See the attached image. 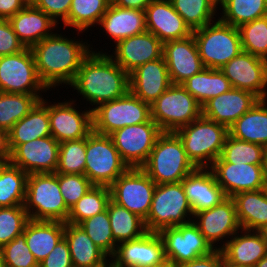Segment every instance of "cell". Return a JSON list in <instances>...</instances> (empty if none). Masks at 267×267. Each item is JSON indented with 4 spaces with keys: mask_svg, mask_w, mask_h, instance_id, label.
Wrapping results in <instances>:
<instances>
[{
    "mask_svg": "<svg viewBox=\"0 0 267 267\" xmlns=\"http://www.w3.org/2000/svg\"><path fill=\"white\" fill-rule=\"evenodd\" d=\"M91 110L92 130L105 135L151 119V105L137 98L130 90L124 96Z\"/></svg>",
    "mask_w": 267,
    "mask_h": 267,
    "instance_id": "10",
    "label": "cell"
},
{
    "mask_svg": "<svg viewBox=\"0 0 267 267\" xmlns=\"http://www.w3.org/2000/svg\"><path fill=\"white\" fill-rule=\"evenodd\" d=\"M173 8L194 31L213 22L218 4L214 0H170Z\"/></svg>",
    "mask_w": 267,
    "mask_h": 267,
    "instance_id": "42",
    "label": "cell"
},
{
    "mask_svg": "<svg viewBox=\"0 0 267 267\" xmlns=\"http://www.w3.org/2000/svg\"><path fill=\"white\" fill-rule=\"evenodd\" d=\"M25 6L20 0H0V19H10Z\"/></svg>",
    "mask_w": 267,
    "mask_h": 267,
    "instance_id": "54",
    "label": "cell"
},
{
    "mask_svg": "<svg viewBox=\"0 0 267 267\" xmlns=\"http://www.w3.org/2000/svg\"><path fill=\"white\" fill-rule=\"evenodd\" d=\"M115 44L128 37L147 31L145 11L132 8H121L109 4L98 24Z\"/></svg>",
    "mask_w": 267,
    "mask_h": 267,
    "instance_id": "29",
    "label": "cell"
},
{
    "mask_svg": "<svg viewBox=\"0 0 267 267\" xmlns=\"http://www.w3.org/2000/svg\"><path fill=\"white\" fill-rule=\"evenodd\" d=\"M221 267H240V266H235V265H232L230 264L229 262H227L224 257H223V254L221 252Z\"/></svg>",
    "mask_w": 267,
    "mask_h": 267,
    "instance_id": "60",
    "label": "cell"
},
{
    "mask_svg": "<svg viewBox=\"0 0 267 267\" xmlns=\"http://www.w3.org/2000/svg\"><path fill=\"white\" fill-rule=\"evenodd\" d=\"M19 41L31 48L44 38L53 35L58 24L35 6H25L9 19ZM53 31V32H52Z\"/></svg>",
    "mask_w": 267,
    "mask_h": 267,
    "instance_id": "28",
    "label": "cell"
},
{
    "mask_svg": "<svg viewBox=\"0 0 267 267\" xmlns=\"http://www.w3.org/2000/svg\"><path fill=\"white\" fill-rule=\"evenodd\" d=\"M178 267H221V250L214 249L209 254L182 263Z\"/></svg>",
    "mask_w": 267,
    "mask_h": 267,
    "instance_id": "53",
    "label": "cell"
},
{
    "mask_svg": "<svg viewBox=\"0 0 267 267\" xmlns=\"http://www.w3.org/2000/svg\"><path fill=\"white\" fill-rule=\"evenodd\" d=\"M264 153L263 146L236 139L228 134L220 158L232 164H264Z\"/></svg>",
    "mask_w": 267,
    "mask_h": 267,
    "instance_id": "43",
    "label": "cell"
},
{
    "mask_svg": "<svg viewBox=\"0 0 267 267\" xmlns=\"http://www.w3.org/2000/svg\"><path fill=\"white\" fill-rule=\"evenodd\" d=\"M259 98L251 92L231 88L202 106V116L229 128L249 111Z\"/></svg>",
    "mask_w": 267,
    "mask_h": 267,
    "instance_id": "25",
    "label": "cell"
},
{
    "mask_svg": "<svg viewBox=\"0 0 267 267\" xmlns=\"http://www.w3.org/2000/svg\"><path fill=\"white\" fill-rule=\"evenodd\" d=\"M144 11L147 31L153 33L162 43L193 35V31L173 8L170 0H153Z\"/></svg>",
    "mask_w": 267,
    "mask_h": 267,
    "instance_id": "23",
    "label": "cell"
},
{
    "mask_svg": "<svg viewBox=\"0 0 267 267\" xmlns=\"http://www.w3.org/2000/svg\"><path fill=\"white\" fill-rule=\"evenodd\" d=\"M203 106L210 99L228 92L232 86L220 69L204 68L181 84Z\"/></svg>",
    "mask_w": 267,
    "mask_h": 267,
    "instance_id": "35",
    "label": "cell"
},
{
    "mask_svg": "<svg viewBox=\"0 0 267 267\" xmlns=\"http://www.w3.org/2000/svg\"><path fill=\"white\" fill-rule=\"evenodd\" d=\"M8 19H0V56L15 54L24 49Z\"/></svg>",
    "mask_w": 267,
    "mask_h": 267,
    "instance_id": "50",
    "label": "cell"
},
{
    "mask_svg": "<svg viewBox=\"0 0 267 267\" xmlns=\"http://www.w3.org/2000/svg\"><path fill=\"white\" fill-rule=\"evenodd\" d=\"M196 167L175 132H162L141 169L156 183L181 182Z\"/></svg>",
    "mask_w": 267,
    "mask_h": 267,
    "instance_id": "3",
    "label": "cell"
},
{
    "mask_svg": "<svg viewBox=\"0 0 267 267\" xmlns=\"http://www.w3.org/2000/svg\"><path fill=\"white\" fill-rule=\"evenodd\" d=\"M162 56L172 84H182L205 68L193 35L181 40L164 42Z\"/></svg>",
    "mask_w": 267,
    "mask_h": 267,
    "instance_id": "22",
    "label": "cell"
},
{
    "mask_svg": "<svg viewBox=\"0 0 267 267\" xmlns=\"http://www.w3.org/2000/svg\"><path fill=\"white\" fill-rule=\"evenodd\" d=\"M222 22L239 27L267 15V0H223L219 5Z\"/></svg>",
    "mask_w": 267,
    "mask_h": 267,
    "instance_id": "40",
    "label": "cell"
},
{
    "mask_svg": "<svg viewBox=\"0 0 267 267\" xmlns=\"http://www.w3.org/2000/svg\"><path fill=\"white\" fill-rule=\"evenodd\" d=\"M58 156L59 142L46 136L16 146L10 152L9 162L28 174L55 173Z\"/></svg>",
    "mask_w": 267,
    "mask_h": 267,
    "instance_id": "17",
    "label": "cell"
},
{
    "mask_svg": "<svg viewBox=\"0 0 267 267\" xmlns=\"http://www.w3.org/2000/svg\"><path fill=\"white\" fill-rule=\"evenodd\" d=\"M84 175L96 186L109 187L128 169L110 135L91 131L86 137Z\"/></svg>",
    "mask_w": 267,
    "mask_h": 267,
    "instance_id": "9",
    "label": "cell"
},
{
    "mask_svg": "<svg viewBox=\"0 0 267 267\" xmlns=\"http://www.w3.org/2000/svg\"><path fill=\"white\" fill-rule=\"evenodd\" d=\"M64 238L68 243L73 267H107L109 257L95 245L84 229L65 223Z\"/></svg>",
    "mask_w": 267,
    "mask_h": 267,
    "instance_id": "31",
    "label": "cell"
},
{
    "mask_svg": "<svg viewBox=\"0 0 267 267\" xmlns=\"http://www.w3.org/2000/svg\"><path fill=\"white\" fill-rule=\"evenodd\" d=\"M86 138L59 143L58 166L55 173L82 174L86 164Z\"/></svg>",
    "mask_w": 267,
    "mask_h": 267,
    "instance_id": "46",
    "label": "cell"
},
{
    "mask_svg": "<svg viewBox=\"0 0 267 267\" xmlns=\"http://www.w3.org/2000/svg\"><path fill=\"white\" fill-rule=\"evenodd\" d=\"M193 218V222L213 249H221L222 241L225 238H230L241 230L232 197H227L210 209L195 213ZM219 241L221 245H218L217 248L215 245Z\"/></svg>",
    "mask_w": 267,
    "mask_h": 267,
    "instance_id": "18",
    "label": "cell"
},
{
    "mask_svg": "<svg viewBox=\"0 0 267 267\" xmlns=\"http://www.w3.org/2000/svg\"><path fill=\"white\" fill-rule=\"evenodd\" d=\"M193 217L181 182L156 184L150 211L144 220L147 231L159 232L166 227L186 224L193 221Z\"/></svg>",
    "mask_w": 267,
    "mask_h": 267,
    "instance_id": "7",
    "label": "cell"
},
{
    "mask_svg": "<svg viewBox=\"0 0 267 267\" xmlns=\"http://www.w3.org/2000/svg\"><path fill=\"white\" fill-rule=\"evenodd\" d=\"M152 267H178L173 262H171L169 259L164 260L163 262L156 264Z\"/></svg>",
    "mask_w": 267,
    "mask_h": 267,
    "instance_id": "57",
    "label": "cell"
},
{
    "mask_svg": "<svg viewBox=\"0 0 267 267\" xmlns=\"http://www.w3.org/2000/svg\"><path fill=\"white\" fill-rule=\"evenodd\" d=\"M107 210L112 235L117 245L139 238L147 232L142 218L111 199L108 202Z\"/></svg>",
    "mask_w": 267,
    "mask_h": 267,
    "instance_id": "36",
    "label": "cell"
},
{
    "mask_svg": "<svg viewBox=\"0 0 267 267\" xmlns=\"http://www.w3.org/2000/svg\"><path fill=\"white\" fill-rule=\"evenodd\" d=\"M46 100L43 97L26 116L7 132L9 152L20 144L52 136L49 124V102Z\"/></svg>",
    "mask_w": 267,
    "mask_h": 267,
    "instance_id": "30",
    "label": "cell"
},
{
    "mask_svg": "<svg viewBox=\"0 0 267 267\" xmlns=\"http://www.w3.org/2000/svg\"><path fill=\"white\" fill-rule=\"evenodd\" d=\"M79 226L84 229L95 245L99 247L109 258L114 255L117 244L115 243L112 235L107 209L82 221Z\"/></svg>",
    "mask_w": 267,
    "mask_h": 267,
    "instance_id": "44",
    "label": "cell"
},
{
    "mask_svg": "<svg viewBox=\"0 0 267 267\" xmlns=\"http://www.w3.org/2000/svg\"><path fill=\"white\" fill-rule=\"evenodd\" d=\"M4 267H39L23 234L1 247Z\"/></svg>",
    "mask_w": 267,
    "mask_h": 267,
    "instance_id": "48",
    "label": "cell"
},
{
    "mask_svg": "<svg viewBox=\"0 0 267 267\" xmlns=\"http://www.w3.org/2000/svg\"><path fill=\"white\" fill-rule=\"evenodd\" d=\"M71 2L72 0H36L34 6L59 24L60 19L64 22L68 18Z\"/></svg>",
    "mask_w": 267,
    "mask_h": 267,
    "instance_id": "51",
    "label": "cell"
},
{
    "mask_svg": "<svg viewBox=\"0 0 267 267\" xmlns=\"http://www.w3.org/2000/svg\"><path fill=\"white\" fill-rule=\"evenodd\" d=\"M218 5L223 1V0H214Z\"/></svg>",
    "mask_w": 267,
    "mask_h": 267,
    "instance_id": "64",
    "label": "cell"
},
{
    "mask_svg": "<svg viewBox=\"0 0 267 267\" xmlns=\"http://www.w3.org/2000/svg\"><path fill=\"white\" fill-rule=\"evenodd\" d=\"M28 175L9 161L0 163V207L24 205Z\"/></svg>",
    "mask_w": 267,
    "mask_h": 267,
    "instance_id": "37",
    "label": "cell"
},
{
    "mask_svg": "<svg viewBox=\"0 0 267 267\" xmlns=\"http://www.w3.org/2000/svg\"><path fill=\"white\" fill-rule=\"evenodd\" d=\"M232 88L253 93L267 99V60L241 51L220 68Z\"/></svg>",
    "mask_w": 267,
    "mask_h": 267,
    "instance_id": "15",
    "label": "cell"
},
{
    "mask_svg": "<svg viewBox=\"0 0 267 267\" xmlns=\"http://www.w3.org/2000/svg\"><path fill=\"white\" fill-rule=\"evenodd\" d=\"M240 231L236 232L230 240L225 239L220 250L224 259L230 264L254 267L267 254V245L258 231L246 229Z\"/></svg>",
    "mask_w": 267,
    "mask_h": 267,
    "instance_id": "27",
    "label": "cell"
},
{
    "mask_svg": "<svg viewBox=\"0 0 267 267\" xmlns=\"http://www.w3.org/2000/svg\"><path fill=\"white\" fill-rule=\"evenodd\" d=\"M264 173L267 182V148H265V153H264Z\"/></svg>",
    "mask_w": 267,
    "mask_h": 267,
    "instance_id": "61",
    "label": "cell"
},
{
    "mask_svg": "<svg viewBox=\"0 0 267 267\" xmlns=\"http://www.w3.org/2000/svg\"><path fill=\"white\" fill-rule=\"evenodd\" d=\"M156 183L141 169L129 168L110 186V199L145 220Z\"/></svg>",
    "mask_w": 267,
    "mask_h": 267,
    "instance_id": "12",
    "label": "cell"
},
{
    "mask_svg": "<svg viewBox=\"0 0 267 267\" xmlns=\"http://www.w3.org/2000/svg\"><path fill=\"white\" fill-rule=\"evenodd\" d=\"M24 6H34L36 0H20Z\"/></svg>",
    "mask_w": 267,
    "mask_h": 267,
    "instance_id": "62",
    "label": "cell"
},
{
    "mask_svg": "<svg viewBox=\"0 0 267 267\" xmlns=\"http://www.w3.org/2000/svg\"><path fill=\"white\" fill-rule=\"evenodd\" d=\"M181 183L193 214L210 209L227 198L210 168H195Z\"/></svg>",
    "mask_w": 267,
    "mask_h": 267,
    "instance_id": "26",
    "label": "cell"
},
{
    "mask_svg": "<svg viewBox=\"0 0 267 267\" xmlns=\"http://www.w3.org/2000/svg\"><path fill=\"white\" fill-rule=\"evenodd\" d=\"M229 135L267 148V99H259L228 128Z\"/></svg>",
    "mask_w": 267,
    "mask_h": 267,
    "instance_id": "33",
    "label": "cell"
},
{
    "mask_svg": "<svg viewBox=\"0 0 267 267\" xmlns=\"http://www.w3.org/2000/svg\"><path fill=\"white\" fill-rule=\"evenodd\" d=\"M48 90L41 82L30 48L0 56V92L40 94Z\"/></svg>",
    "mask_w": 267,
    "mask_h": 267,
    "instance_id": "11",
    "label": "cell"
},
{
    "mask_svg": "<svg viewBox=\"0 0 267 267\" xmlns=\"http://www.w3.org/2000/svg\"><path fill=\"white\" fill-rule=\"evenodd\" d=\"M109 201V187L93 185L90 190L70 208L66 222L79 225L82 221L105 211Z\"/></svg>",
    "mask_w": 267,
    "mask_h": 267,
    "instance_id": "41",
    "label": "cell"
},
{
    "mask_svg": "<svg viewBox=\"0 0 267 267\" xmlns=\"http://www.w3.org/2000/svg\"><path fill=\"white\" fill-rule=\"evenodd\" d=\"M171 85L163 56L138 66L129 74V90L150 105Z\"/></svg>",
    "mask_w": 267,
    "mask_h": 267,
    "instance_id": "24",
    "label": "cell"
},
{
    "mask_svg": "<svg viewBox=\"0 0 267 267\" xmlns=\"http://www.w3.org/2000/svg\"><path fill=\"white\" fill-rule=\"evenodd\" d=\"M242 50L267 60V15L238 27Z\"/></svg>",
    "mask_w": 267,
    "mask_h": 267,
    "instance_id": "45",
    "label": "cell"
},
{
    "mask_svg": "<svg viewBox=\"0 0 267 267\" xmlns=\"http://www.w3.org/2000/svg\"><path fill=\"white\" fill-rule=\"evenodd\" d=\"M153 0H111V3L121 8H132L144 11Z\"/></svg>",
    "mask_w": 267,
    "mask_h": 267,
    "instance_id": "55",
    "label": "cell"
},
{
    "mask_svg": "<svg viewBox=\"0 0 267 267\" xmlns=\"http://www.w3.org/2000/svg\"><path fill=\"white\" fill-rule=\"evenodd\" d=\"M232 198L241 229L257 231L267 224V188L239 192Z\"/></svg>",
    "mask_w": 267,
    "mask_h": 267,
    "instance_id": "34",
    "label": "cell"
},
{
    "mask_svg": "<svg viewBox=\"0 0 267 267\" xmlns=\"http://www.w3.org/2000/svg\"><path fill=\"white\" fill-rule=\"evenodd\" d=\"M70 102L49 104V124L51 135L59 142L86 138L92 131V110L78 111ZM76 108V109H75Z\"/></svg>",
    "mask_w": 267,
    "mask_h": 267,
    "instance_id": "20",
    "label": "cell"
},
{
    "mask_svg": "<svg viewBox=\"0 0 267 267\" xmlns=\"http://www.w3.org/2000/svg\"><path fill=\"white\" fill-rule=\"evenodd\" d=\"M254 267H267V254L261 258Z\"/></svg>",
    "mask_w": 267,
    "mask_h": 267,
    "instance_id": "59",
    "label": "cell"
},
{
    "mask_svg": "<svg viewBox=\"0 0 267 267\" xmlns=\"http://www.w3.org/2000/svg\"><path fill=\"white\" fill-rule=\"evenodd\" d=\"M111 0H72L68 18L62 27H73L80 33L97 26L105 14Z\"/></svg>",
    "mask_w": 267,
    "mask_h": 267,
    "instance_id": "39",
    "label": "cell"
},
{
    "mask_svg": "<svg viewBox=\"0 0 267 267\" xmlns=\"http://www.w3.org/2000/svg\"><path fill=\"white\" fill-rule=\"evenodd\" d=\"M261 237L263 238L264 242L266 243L267 245V224L262 226L259 230H257Z\"/></svg>",
    "mask_w": 267,
    "mask_h": 267,
    "instance_id": "58",
    "label": "cell"
},
{
    "mask_svg": "<svg viewBox=\"0 0 267 267\" xmlns=\"http://www.w3.org/2000/svg\"><path fill=\"white\" fill-rule=\"evenodd\" d=\"M91 52L84 58L70 84L96 108L124 96L129 91V74L103 51Z\"/></svg>",
    "mask_w": 267,
    "mask_h": 267,
    "instance_id": "2",
    "label": "cell"
},
{
    "mask_svg": "<svg viewBox=\"0 0 267 267\" xmlns=\"http://www.w3.org/2000/svg\"><path fill=\"white\" fill-rule=\"evenodd\" d=\"M10 152L8 148L7 132L0 129V163L8 162Z\"/></svg>",
    "mask_w": 267,
    "mask_h": 267,
    "instance_id": "56",
    "label": "cell"
},
{
    "mask_svg": "<svg viewBox=\"0 0 267 267\" xmlns=\"http://www.w3.org/2000/svg\"><path fill=\"white\" fill-rule=\"evenodd\" d=\"M201 116L202 106L181 84H172L151 104V119L162 132H175Z\"/></svg>",
    "mask_w": 267,
    "mask_h": 267,
    "instance_id": "8",
    "label": "cell"
},
{
    "mask_svg": "<svg viewBox=\"0 0 267 267\" xmlns=\"http://www.w3.org/2000/svg\"><path fill=\"white\" fill-rule=\"evenodd\" d=\"M110 259L111 267H152L166 260L163 240L158 232L147 231L118 244Z\"/></svg>",
    "mask_w": 267,
    "mask_h": 267,
    "instance_id": "19",
    "label": "cell"
},
{
    "mask_svg": "<svg viewBox=\"0 0 267 267\" xmlns=\"http://www.w3.org/2000/svg\"><path fill=\"white\" fill-rule=\"evenodd\" d=\"M24 208L29 219L66 223L70 209L60 192L59 173L29 174Z\"/></svg>",
    "mask_w": 267,
    "mask_h": 267,
    "instance_id": "5",
    "label": "cell"
},
{
    "mask_svg": "<svg viewBox=\"0 0 267 267\" xmlns=\"http://www.w3.org/2000/svg\"><path fill=\"white\" fill-rule=\"evenodd\" d=\"M209 168L227 197L267 188L264 164H232L219 157Z\"/></svg>",
    "mask_w": 267,
    "mask_h": 267,
    "instance_id": "16",
    "label": "cell"
},
{
    "mask_svg": "<svg viewBox=\"0 0 267 267\" xmlns=\"http://www.w3.org/2000/svg\"><path fill=\"white\" fill-rule=\"evenodd\" d=\"M193 36L205 68L220 69L243 51L238 27L219 18L194 30Z\"/></svg>",
    "mask_w": 267,
    "mask_h": 267,
    "instance_id": "6",
    "label": "cell"
},
{
    "mask_svg": "<svg viewBox=\"0 0 267 267\" xmlns=\"http://www.w3.org/2000/svg\"><path fill=\"white\" fill-rule=\"evenodd\" d=\"M65 223L60 221L32 220L25 225L23 235L38 264L64 238Z\"/></svg>",
    "mask_w": 267,
    "mask_h": 267,
    "instance_id": "32",
    "label": "cell"
},
{
    "mask_svg": "<svg viewBox=\"0 0 267 267\" xmlns=\"http://www.w3.org/2000/svg\"><path fill=\"white\" fill-rule=\"evenodd\" d=\"M158 233L163 240L166 259L177 266L214 250L193 221L163 228Z\"/></svg>",
    "mask_w": 267,
    "mask_h": 267,
    "instance_id": "14",
    "label": "cell"
},
{
    "mask_svg": "<svg viewBox=\"0 0 267 267\" xmlns=\"http://www.w3.org/2000/svg\"><path fill=\"white\" fill-rule=\"evenodd\" d=\"M162 133L158 125L148 122L125 126L110 134L114 146L129 168H141L149 158L156 139Z\"/></svg>",
    "mask_w": 267,
    "mask_h": 267,
    "instance_id": "13",
    "label": "cell"
},
{
    "mask_svg": "<svg viewBox=\"0 0 267 267\" xmlns=\"http://www.w3.org/2000/svg\"><path fill=\"white\" fill-rule=\"evenodd\" d=\"M39 267H73L65 238H62L48 256L39 263Z\"/></svg>",
    "mask_w": 267,
    "mask_h": 267,
    "instance_id": "52",
    "label": "cell"
},
{
    "mask_svg": "<svg viewBox=\"0 0 267 267\" xmlns=\"http://www.w3.org/2000/svg\"><path fill=\"white\" fill-rule=\"evenodd\" d=\"M64 36L55 32L30 48L38 76L48 91L60 84L69 86L91 52L88 42Z\"/></svg>",
    "mask_w": 267,
    "mask_h": 267,
    "instance_id": "1",
    "label": "cell"
},
{
    "mask_svg": "<svg viewBox=\"0 0 267 267\" xmlns=\"http://www.w3.org/2000/svg\"><path fill=\"white\" fill-rule=\"evenodd\" d=\"M163 43L151 32L145 31L115 44L110 57L128 74L138 66L162 57Z\"/></svg>",
    "mask_w": 267,
    "mask_h": 267,
    "instance_id": "21",
    "label": "cell"
},
{
    "mask_svg": "<svg viewBox=\"0 0 267 267\" xmlns=\"http://www.w3.org/2000/svg\"><path fill=\"white\" fill-rule=\"evenodd\" d=\"M29 220L24 205L0 207V247L23 234Z\"/></svg>",
    "mask_w": 267,
    "mask_h": 267,
    "instance_id": "47",
    "label": "cell"
},
{
    "mask_svg": "<svg viewBox=\"0 0 267 267\" xmlns=\"http://www.w3.org/2000/svg\"><path fill=\"white\" fill-rule=\"evenodd\" d=\"M0 267H4V262H3V256H2L1 247H0Z\"/></svg>",
    "mask_w": 267,
    "mask_h": 267,
    "instance_id": "63",
    "label": "cell"
},
{
    "mask_svg": "<svg viewBox=\"0 0 267 267\" xmlns=\"http://www.w3.org/2000/svg\"><path fill=\"white\" fill-rule=\"evenodd\" d=\"M175 133L181 139L188 159L197 168H209L220 157L228 128L203 116Z\"/></svg>",
    "mask_w": 267,
    "mask_h": 267,
    "instance_id": "4",
    "label": "cell"
},
{
    "mask_svg": "<svg viewBox=\"0 0 267 267\" xmlns=\"http://www.w3.org/2000/svg\"><path fill=\"white\" fill-rule=\"evenodd\" d=\"M42 99L41 94L0 92V129L8 132Z\"/></svg>",
    "mask_w": 267,
    "mask_h": 267,
    "instance_id": "38",
    "label": "cell"
},
{
    "mask_svg": "<svg viewBox=\"0 0 267 267\" xmlns=\"http://www.w3.org/2000/svg\"><path fill=\"white\" fill-rule=\"evenodd\" d=\"M60 192L66 206L70 209L93 186L91 181L82 174H60Z\"/></svg>",
    "mask_w": 267,
    "mask_h": 267,
    "instance_id": "49",
    "label": "cell"
}]
</instances>
